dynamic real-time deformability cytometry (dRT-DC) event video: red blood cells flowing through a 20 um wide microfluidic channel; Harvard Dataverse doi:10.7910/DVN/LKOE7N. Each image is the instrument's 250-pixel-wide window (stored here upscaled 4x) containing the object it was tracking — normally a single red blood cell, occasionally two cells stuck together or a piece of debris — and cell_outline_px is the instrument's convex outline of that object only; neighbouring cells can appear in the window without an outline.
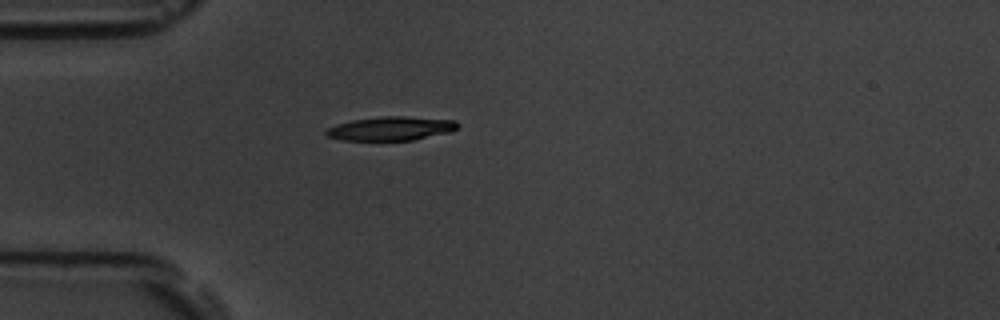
{"species": "common noctule bat (a hibernating species)", "species_latin": "Nyctalus noctula", "temperature_condition": "room temperature", "stored_images_in_passage": 1, "camera_frame_rate_fps": 3000, "um_per_image_px": 0.085, "animal": {"sex": "male", "body_mass_g": 19.5, "forearm_length_mm": 54.6}, "frame": {"image": 1, "passage_image": 1, "time_ms": 0.0, "image_size_px": [1000, 320], "cell_outline_px": [[460, 124], [452, 132], [412, 140], [340, 140], [328, 136], [324, 132], [328, 128], [336, 124], [352, 120], [384, 116], [404, 116], [456, 120]], "centroid_in_image_um": [33.25, 10.92], "position_along_channel_um": 51.7, "area_um2": 18.32}}